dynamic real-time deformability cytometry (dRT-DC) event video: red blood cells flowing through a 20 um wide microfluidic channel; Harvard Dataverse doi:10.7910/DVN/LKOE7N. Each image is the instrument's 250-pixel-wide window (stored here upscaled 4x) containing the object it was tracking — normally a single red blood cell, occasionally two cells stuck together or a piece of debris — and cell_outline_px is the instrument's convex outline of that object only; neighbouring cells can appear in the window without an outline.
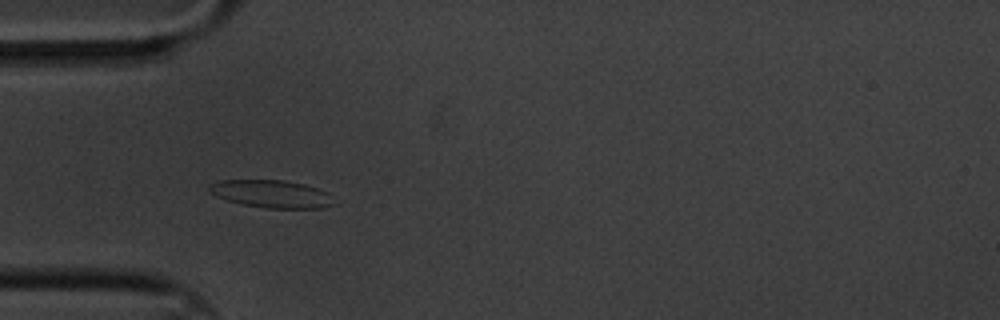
{"species": "common noctule bat (a hibernating species)", "species_latin": "Nyctalus noctula", "temperature_condition": "cold", "stored_images_in_passage": 6, "camera_frame_rate_fps": 3000, "um_per_image_px": 0.085, "animal": {"sex": "male", "body_mass_g": 20.1, "forearm_length_mm": 53.5}, "frame": {"image": 1, "passage_image": 4, "time_ms": 1.0, "image_size_px": [1000, 320], "cell_outline_px": [[336, 204], [320, 208], [264, 208], [244, 204], [228, 200], [216, 196], [208, 188], [208, 184], [220, 180], [284, 180], [304, 184], [328, 192]], "centroid_in_image_um": [23.09, 16.48], "position_along_channel_um": 61.9, "area_um2": 20.0}}
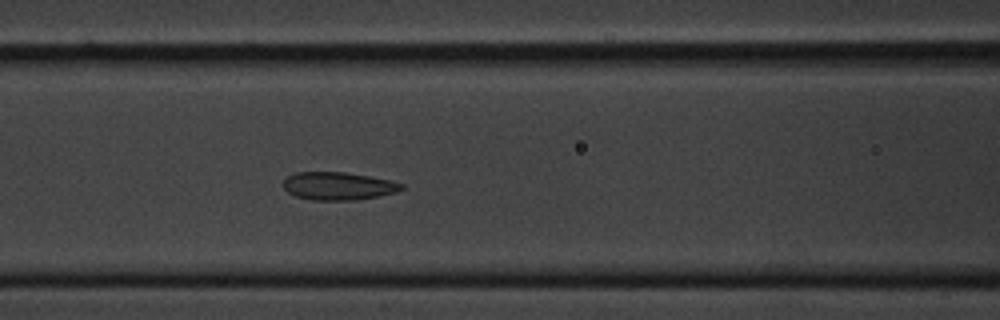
{"frame": {"image": 2, "passage_image": 6, "time_ms": 1.667, "image_size_px": [1000, 320], "cell_outline_px": [[404, 188], [396, 192], [380, 196], [356, 200], [312, 200], [296, 196], [288, 192], [284, 188], [284, 180], [288, 176], [296, 172], [344, 172], [392, 180], [404, 184]], "centroid_in_image_um": [28.78, 15.81], "position_along_channel_um": 137.8, "area_um2": 19.25}}